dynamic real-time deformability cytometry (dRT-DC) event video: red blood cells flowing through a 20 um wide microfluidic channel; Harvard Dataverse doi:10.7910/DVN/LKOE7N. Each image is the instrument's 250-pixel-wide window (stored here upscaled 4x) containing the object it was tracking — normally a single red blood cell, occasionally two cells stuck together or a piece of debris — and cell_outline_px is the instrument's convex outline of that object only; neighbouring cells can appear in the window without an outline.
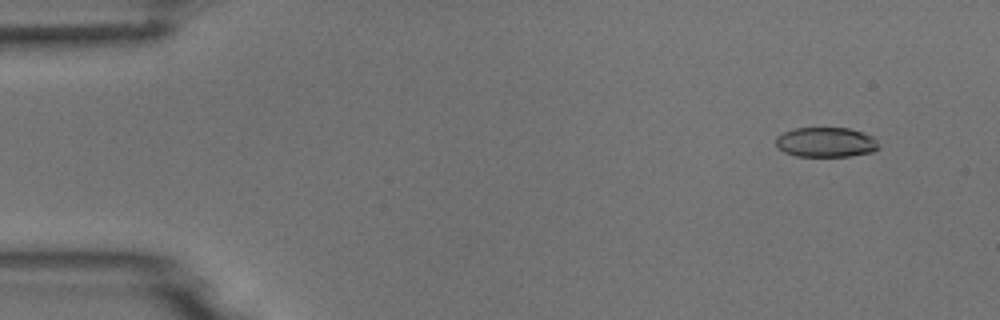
{"species": "common noctule bat (a hibernating species)", "species_latin": "Nyctalus noctula", "temperature_condition": "room temperature", "stored_images_in_passage": 7, "camera_frame_rate_fps": 3000, "um_per_image_px": 0.085, "animal": {"sex": "male", "body_mass_g": 18.8}, "frame": {"image": 1, "passage_image": 2, "time_ms": 1.333, "image_size_px": [1000, 320], "cell_outline_px": [[880, 148], [872, 152], [848, 156], [796, 156], [784, 152], [776, 144], [776, 136], [784, 132], [796, 128], [848, 128], [872, 136], [876, 140]], "centroid_in_image_um": [70.2, 12.09], "position_along_channel_um": 14.8, "area_um2": 17.74}}
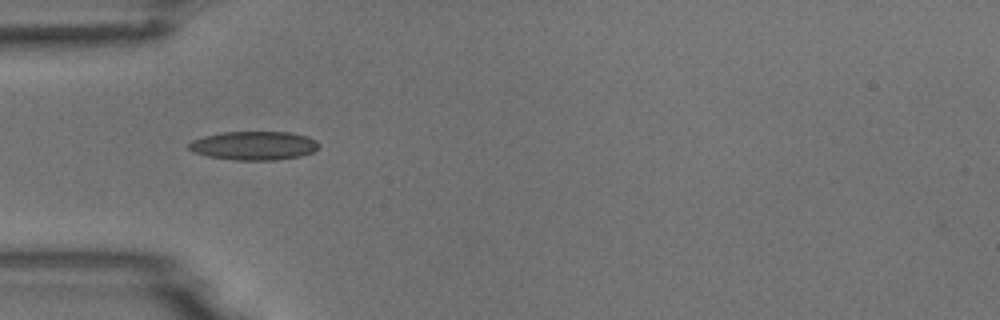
{"frame": {"image": 2, "passage_image": 5, "time_ms": 5.333, "image_size_px": [1000, 320], "cell_outline_px": [[320, 144], [312, 152], [300, 156], [276, 160], [232, 160], [208, 156], [192, 152], [188, 148], [188, 144], [192, 140], [204, 136], [220, 132], [288, 132], [308, 136], [316, 140]], "centroid_in_image_um": [21.56, 12.38], "position_along_channel_um": 63.4, "area_um2": 21.85}}